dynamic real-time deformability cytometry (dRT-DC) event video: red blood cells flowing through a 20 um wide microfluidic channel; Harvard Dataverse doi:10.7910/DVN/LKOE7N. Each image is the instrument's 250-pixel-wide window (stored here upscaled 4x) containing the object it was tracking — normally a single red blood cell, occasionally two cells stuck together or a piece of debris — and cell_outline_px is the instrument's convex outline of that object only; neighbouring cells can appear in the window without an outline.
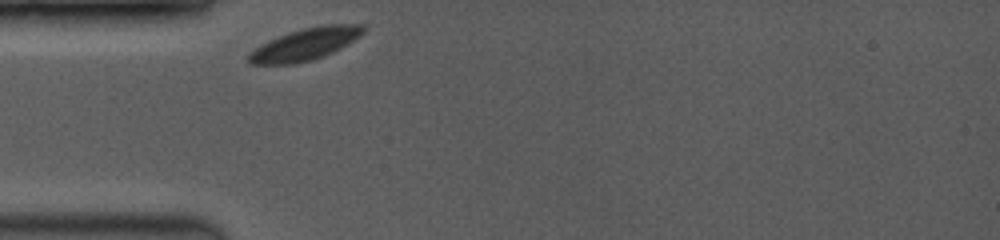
{"species": "common noctule bat (a hibernating species)", "species_latin": "Nyctalus noctula", "temperature_condition": "room temperature", "stored_images_in_passage": 16, "camera_frame_rate_fps": 3500, "um_per_image_px": 0.085, "animal": {"sex": "female", "body_mass_g": 19.0, "forearm_length_mm": 53.3}, "frame": {"image": 1, "passage_image": 1, "time_ms": 0.0, "image_size_px": [1000, 240], "cell_outline_px": [[368, 28], [360, 36], [340, 48], [324, 56], [312, 60], [296, 64], [252, 64], [248, 60], [248, 52], [288, 32], [320, 24], [364, 24]], "centroid_in_image_um": [26.0, 3.74], "position_along_channel_um": 59.0, "area_um2": 21.27}}
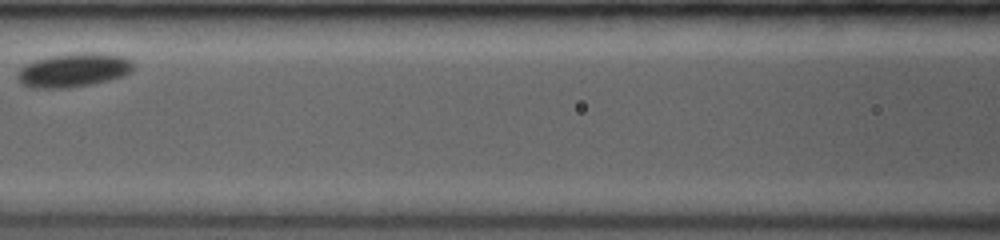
{"frame": {"image": 2, "passage_image": 13, "time_ms": 2.857, "image_size_px": [1000, 240], "cell_outline_px": [[136, 64], [132, 72], [124, 76], [92, 84], [68, 88], [28, 88], [20, 84], [16, 76], [20, 68], [24, 64], [36, 60], [52, 56], [76, 52], [100, 52], [128, 56]], "centroid_in_image_um": [6.31, 5.95], "position_along_channel_um": 160.3, "area_um2": 23.52}}
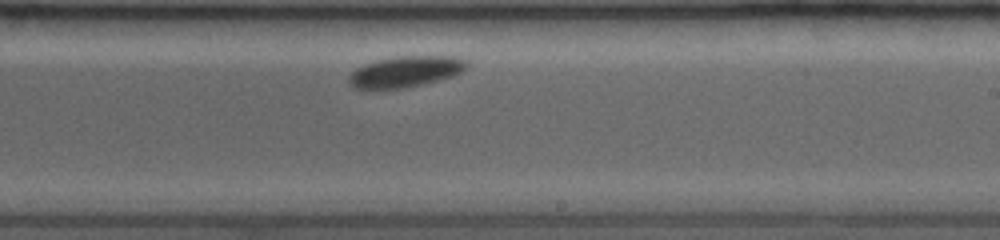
{"frame": {"image": 3, "passage_image": 16, "time_ms": 5.429, "image_size_px": [1000, 240], "cell_outline_px": [[468, 64], [456, 76], [424, 84], [404, 88], [352, 88], [348, 84], [348, 76], [356, 68], [364, 64], [376, 60], [396, 56], [456, 56], [464, 60]], "centroid_in_image_um": [34.45, 6.09], "position_along_channel_um": 254.5, "area_um2": 21.39}}